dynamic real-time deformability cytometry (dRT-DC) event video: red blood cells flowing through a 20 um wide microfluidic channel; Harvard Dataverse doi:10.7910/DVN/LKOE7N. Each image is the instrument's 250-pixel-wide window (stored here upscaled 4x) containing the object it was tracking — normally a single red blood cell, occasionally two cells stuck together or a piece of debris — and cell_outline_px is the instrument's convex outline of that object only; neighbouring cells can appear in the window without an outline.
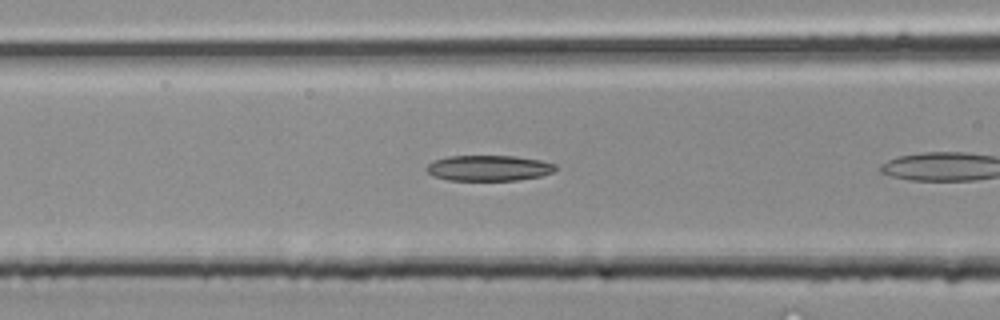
{"species": "common noctule bat (a hibernating species)", "species_latin": "Nyctalus noctula", "temperature_condition": "room temperature", "stored_images_in_passage": 7, "camera_frame_rate_fps": 3000, "um_per_image_px": 0.085, "animal": {"sex": "male", "body_mass_g": 20.4}, "frame": {"image": 1, "passage_image": 4, "time_ms": 1.0, "image_size_px": [1000, 320], "cell_outline_px": [[556, 168], [552, 172], [540, 176], [516, 180], [448, 180], [432, 176], [424, 168], [428, 164], [436, 160], [448, 156], [516, 156], [540, 160], [556, 164]], "centroid_in_image_um": [41.52, 14.28], "position_along_channel_um": 125.1, "area_um2": 19.19}}
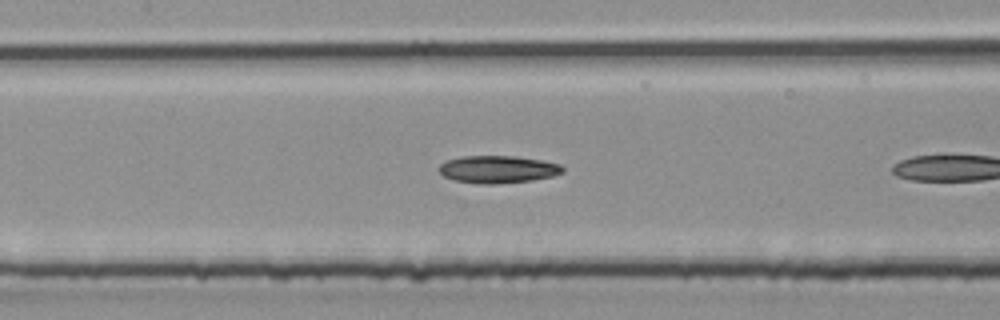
{"frame": {"image": 2, "passage_image": 6, "time_ms": 1.667, "image_size_px": [1000, 320], "cell_outline_px": [[564, 172], [552, 176], [532, 180], [496, 184], [480, 184], [456, 180], [444, 176], [436, 168], [444, 160], [464, 156], [516, 156], [540, 160], [560, 164], [564, 168]], "centroid_in_image_um": [42.29, 14.39], "position_along_channel_um": 165.1, "area_um2": 19.83}}